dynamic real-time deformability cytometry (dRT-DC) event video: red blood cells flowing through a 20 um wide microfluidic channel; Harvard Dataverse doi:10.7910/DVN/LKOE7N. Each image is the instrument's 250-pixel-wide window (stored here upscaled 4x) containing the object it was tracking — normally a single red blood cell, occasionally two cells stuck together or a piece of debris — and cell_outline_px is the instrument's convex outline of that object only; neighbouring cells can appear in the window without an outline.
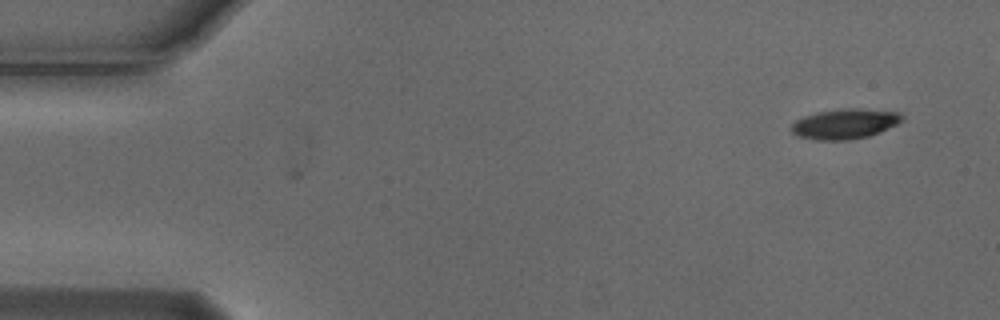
{"species": "Egyptian fruit bat (a non-hibernating species)", "species_latin": "Rousettus aegyptiacus", "temperature_condition": "cold", "stored_images_in_passage": 3, "camera_frame_rate_fps": 3000, "um_per_image_px": 0.085, "animal": {"sex": "male"}, "frame": {"image": 1, "passage_image": 3, "time_ms": 0.667, "image_size_px": [1000, 320], "cell_outline_px": [[904, 120], [880, 132], [868, 136], [848, 140], [816, 140], [800, 136], [792, 132], [792, 124], [796, 120], [804, 116], [816, 112], [844, 108], [856, 108], [900, 112], [904, 116]], "centroid_in_image_um": [71.84, 10.52], "position_along_channel_um": 13.2, "area_um2": 19.36}}